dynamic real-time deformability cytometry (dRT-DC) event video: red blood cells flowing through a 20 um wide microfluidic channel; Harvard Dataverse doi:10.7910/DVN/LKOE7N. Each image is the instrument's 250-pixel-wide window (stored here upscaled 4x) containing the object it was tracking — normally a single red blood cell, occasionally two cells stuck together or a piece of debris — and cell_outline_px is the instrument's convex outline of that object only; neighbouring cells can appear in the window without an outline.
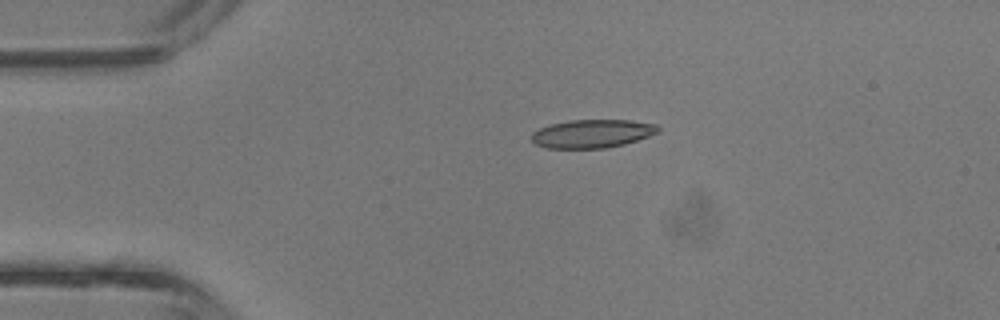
{"species": "common noctule bat (a hibernating species)", "species_latin": "Nyctalus noctula", "temperature_condition": "room temperature", "stored_images_in_passage": 4, "camera_frame_rate_fps": 3000, "um_per_image_px": 0.085, "animal": {"sex": "male", "body_mass_g": 13.3}, "frame": {"image": 1, "passage_image": 3, "time_ms": 0.667, "image_size_px": [1000, 320], "cell_outline_px": [[660, 128], [656, 132], [648, 136], [624, 144], [608, 148], [544, 148], [536, 144], [532, 140], [532, 132], [540, 128], [552, 124], [568, 120], [628, 120], [656, 124]], "centroid_in_image_um": [50.31, 11.36], "position_along_channel_um": 34.7, "area_um2": 20.75}}